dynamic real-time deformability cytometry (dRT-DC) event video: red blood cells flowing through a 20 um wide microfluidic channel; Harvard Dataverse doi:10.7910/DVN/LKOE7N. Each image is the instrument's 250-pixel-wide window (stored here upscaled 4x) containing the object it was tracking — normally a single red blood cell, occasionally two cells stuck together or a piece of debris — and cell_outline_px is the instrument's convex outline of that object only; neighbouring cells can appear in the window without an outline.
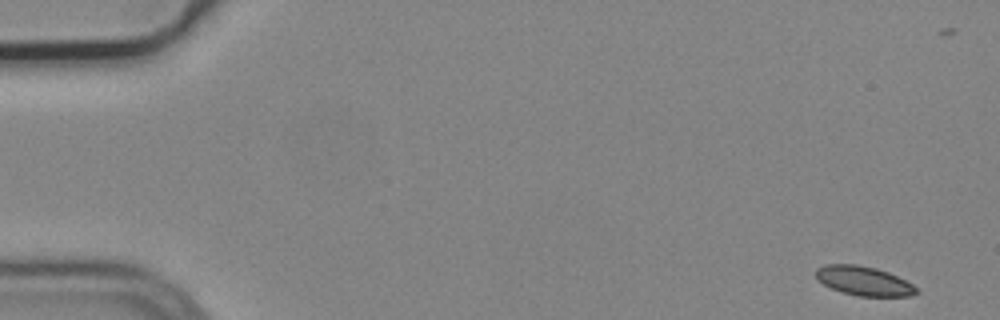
{"species": "common noctule bat (a hibernating species)", "species_latin": "Nyctalus noctula", "temperature_condition": "cold", "stored_images_in_passage": 5, "camera_frame_rate_fps": 3000, "um_per_image_px": 0.085, "animal": {"sex": "male", "body_mass_g": 19.2, "forearm_length_mm": 51.8}, "frame": {"image": 1, "passage_image": 1, "time_ms": 0.0, "image_size_px": [1000, 320], "cell_outline_px": [[920, 292], [912, 296], [860, 296], [844, 292], [832, 288], [824, 284], [816, 276], [816, 268], [824, 264], [856, 264], [876, 268], [888, 272], [912, 284]], "centroid_in_image_um": [73.44, 23.87], "position_along_channel_um": 11.6, "area_um2": 16.94}}